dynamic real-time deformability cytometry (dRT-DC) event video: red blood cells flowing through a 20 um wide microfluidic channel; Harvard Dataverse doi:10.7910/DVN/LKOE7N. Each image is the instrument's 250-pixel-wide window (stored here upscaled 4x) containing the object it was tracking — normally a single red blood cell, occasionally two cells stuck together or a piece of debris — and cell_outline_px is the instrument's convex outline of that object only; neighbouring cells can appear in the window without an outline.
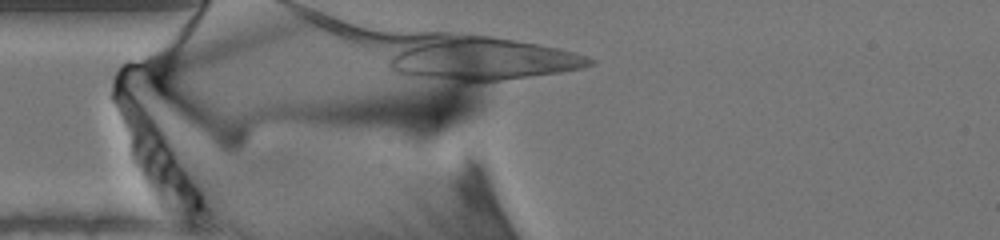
{"species": "human", "species_latin": "Homo sapiens", "temperature_condition": "warm", "stored_images_in_passage": 42, "camera_frame_rate_fps": 3000, "um_per_image_px": 0.085, "donor": {"sex": "male"}, "frame": {"image": 1, "passage_image": 12, "time_ms": 3.667, "image_size_px": [1000, 240], "cell_outline_px": [[596, 64], [584, 68], [488, 84], [464, 84], [404, 76], [392, 72], [388, 68], [388, 60], [392, 56], [416, 36], [428, 32], [460, 32], [492, 36], [536, 44], [576, 52], [588, 56], [596, 60]], "centroid_in_image_um": [40.83, 5.0], "position_along_channel_um": 44.2, "area_um2": 53.64}}
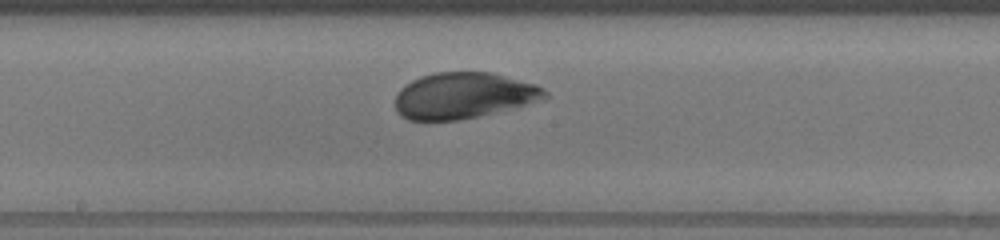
{"frame": {"image": 2, "passage_image": 26, "time_ms": 8.333, "image_size_px": [1000, 240], "cell_outline_px": [[548, 96], [544, 100], [496, 112], [460, 120], [408, 120], [400, 116], [396, 112], [396, 96], [400, 88], [404, 84], [420, 76], [436, 72], [492, 72], [536, 84], [544, 88], [548, 92]], "centroid_in_image_um": [39.41, 8.12], "position_along_channel_um": 208.8, "area_um2": 40.52}}
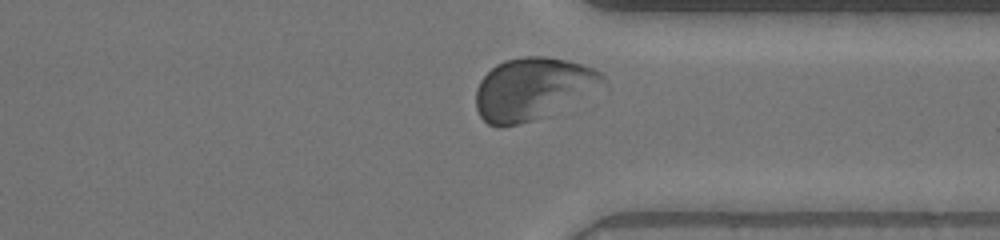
{"frame": {"image": 3, "passage_image": 39, "time_ms": 12.667, "image_size_px": [1000, 240], "cell_outline_px": [[608, 80], [540, 116], [532, 120], [520, 124], [504, 128], [496, 128], [488, 124], [480, 116], [476, 108], [476, 88], [480, 80], [496, 64], [504, 60], [524, 56], [544, 56], [568, 60], [592, 68], [600, 72]], "centroid_in_image_um": [45.13, 7.52], "position_along_channel_um": 366.3, "area_um2": 44.56}}